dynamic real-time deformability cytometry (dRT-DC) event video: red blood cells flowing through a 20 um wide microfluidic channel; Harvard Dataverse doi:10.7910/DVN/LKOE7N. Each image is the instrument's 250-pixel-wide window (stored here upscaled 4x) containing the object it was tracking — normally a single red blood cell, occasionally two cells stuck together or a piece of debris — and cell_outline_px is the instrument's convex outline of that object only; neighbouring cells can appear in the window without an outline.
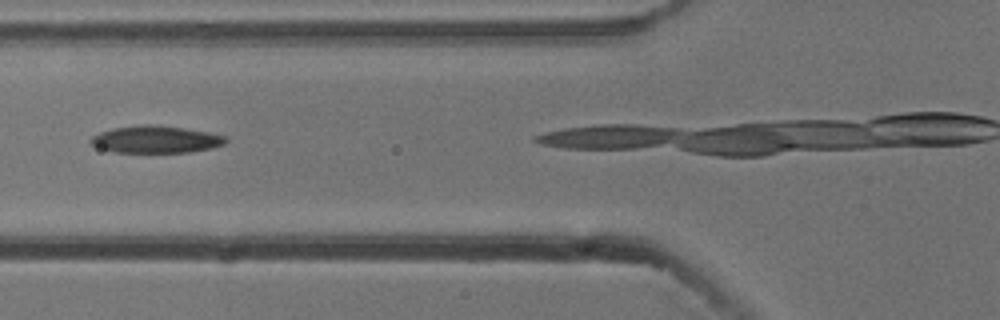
{"species": "common noctule bat (a hibernating species)", "species_latin": "Nyctalus noctula", "temperature_condition": "cold", "stored_images_in_passage": 7, "camera_frame_rate_fps": 3000, "um_per_image_px": 0.085, "animal": {"sex": "male", "body_mass_g": 13.3}, "frame": {"image": 1, "passage_image": 5, "time_ms": 1.333, "image_size_px": [1000, 320], "cell_outline_px": [[228, 140], [224, 144], [212, 148], [188, 152], [116, 152], [100, 148], [92, 144], [88, 140], [92, 136], [100, 132], [116, 128], [144, 124], [148, 124], [180, 128], [208, 132], [224, 136]], "centroid_in_image_um": [13.24, 11.86], "position_along_channel_um": 112.6, "area_um2": 20.98}}